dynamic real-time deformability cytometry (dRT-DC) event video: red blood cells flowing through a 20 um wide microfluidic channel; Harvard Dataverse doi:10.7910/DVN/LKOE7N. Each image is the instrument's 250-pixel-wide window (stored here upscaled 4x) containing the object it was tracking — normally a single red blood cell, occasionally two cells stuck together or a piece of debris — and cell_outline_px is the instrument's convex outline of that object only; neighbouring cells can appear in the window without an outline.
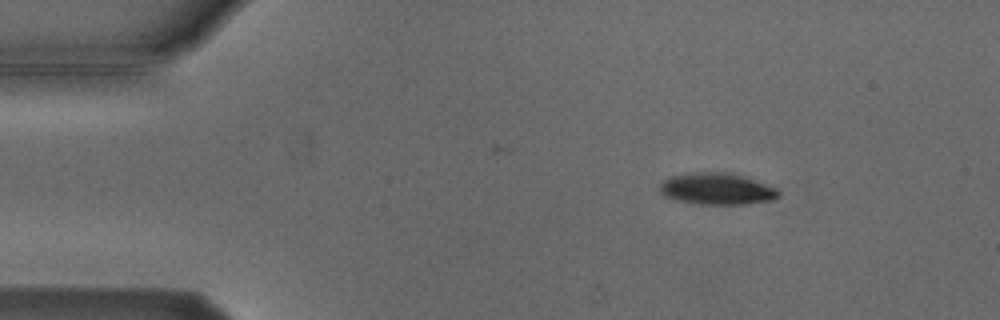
{"species": "Egyptian fruit bat (a non-hibernating species)", "species_latin": "Rousettus aegyptiacus", "temperature_condition": "cold", "stored_images_in_passage": 3, "camera_frame_rate_fps": 3000, "um_per_image_px": 0.085, "animal": {"sex": "male"}, "frame": {"image": 1, "passage_image": 1, "time_ms": 0.0, "image_size_px": [1000, 320], "cell_outline_px": [[780, 196], [772, 200], [744, 204], [700, 204], [676, 200], [664, 196], [660, 192], [660, 184], [664, 180], [672, 176], [692, 172], [732, 172], [748, 176], [776, 188], [780, 192]], "centroid_in_image_um": [60.97, 16.04], "position_along_channel_um": 24.0, "area_um2": 22.14}}